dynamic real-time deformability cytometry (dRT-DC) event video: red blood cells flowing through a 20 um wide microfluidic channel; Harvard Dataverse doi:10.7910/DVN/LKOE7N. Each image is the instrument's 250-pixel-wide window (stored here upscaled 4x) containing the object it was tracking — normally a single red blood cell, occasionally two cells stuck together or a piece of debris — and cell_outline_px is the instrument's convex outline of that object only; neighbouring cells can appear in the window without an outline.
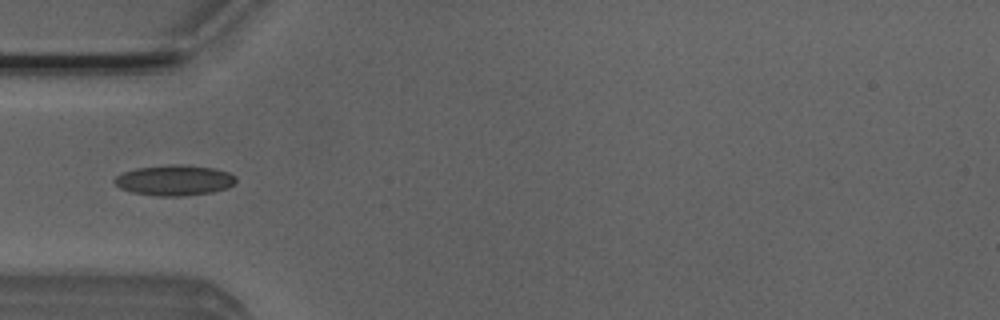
{"species": "Egyptian fruit bat (a non-hibernating species)", "species_latin": "Rousettus aegyptiacus", "temperature_condition": "room temperature", "stored_images_in_passage": 4, "camera_frame_rate_fps": 3000, "um_per_image_px": 0.085, "animal": {"sex": "male"}, "frame": {"image": 1, "passage_image": 4, "time_ms": 1.0, "image_size_px": [1000, 320], "cell_outline_px": [[236, 184], [228, 188], [212, 192], [184, 196], [156, 196], [132, 192], [120, 188], [112, 180], [116, 176], [124, 172], [136, 168], [172, 164], [184, 164], [212, 168], [228, 172], [236, 176]], "centroid_in_image_um": [14.85, 15.32], "position_along_channel_um": 70.2, "area_um2": 21.73}}